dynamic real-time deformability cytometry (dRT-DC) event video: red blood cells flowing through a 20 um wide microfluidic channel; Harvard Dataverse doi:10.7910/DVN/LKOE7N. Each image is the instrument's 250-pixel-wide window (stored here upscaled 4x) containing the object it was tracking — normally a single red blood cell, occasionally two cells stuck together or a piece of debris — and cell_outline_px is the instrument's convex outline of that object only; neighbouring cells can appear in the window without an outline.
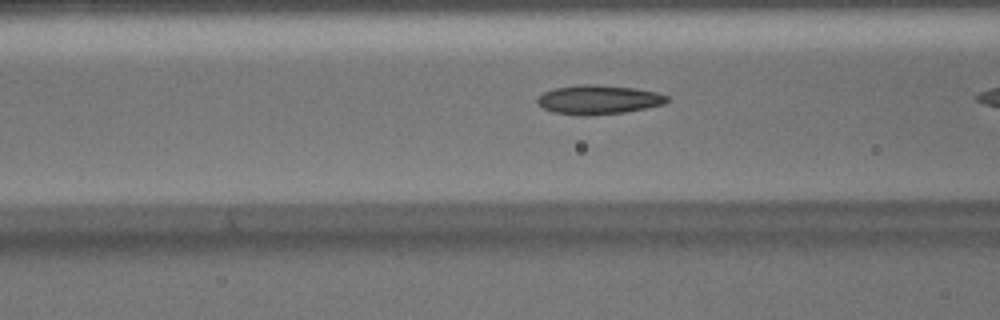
{"species": "Egyptian fruit bat (a non-hibernating species)", "species_latin": "Rousettus aegyptiacus", "temperature_condition": "warm", "stored_images_in_passage": 27, "camera_frame_rate_fps": 3000, "um_per_image_px": 0.085, "animal": {"sex": "male"}, "frame": {"image": 1, "passage_image": 8, "time_ms": 2.333, "image_size_px": [1000, 320], "cell_outline_px": [[672, 100], [664, 104], [648, 108], [624, 112], [552, 112], [544, 108], [536, 100], [544, 92], [556, 88], [584, 84], [596, 84], [636, 88], [656, 92], [668, 96]], "centroid_in_image_um": [50.99, 8.41], "position_along_channel_um": 115.6, "area_um2": 20.98}}